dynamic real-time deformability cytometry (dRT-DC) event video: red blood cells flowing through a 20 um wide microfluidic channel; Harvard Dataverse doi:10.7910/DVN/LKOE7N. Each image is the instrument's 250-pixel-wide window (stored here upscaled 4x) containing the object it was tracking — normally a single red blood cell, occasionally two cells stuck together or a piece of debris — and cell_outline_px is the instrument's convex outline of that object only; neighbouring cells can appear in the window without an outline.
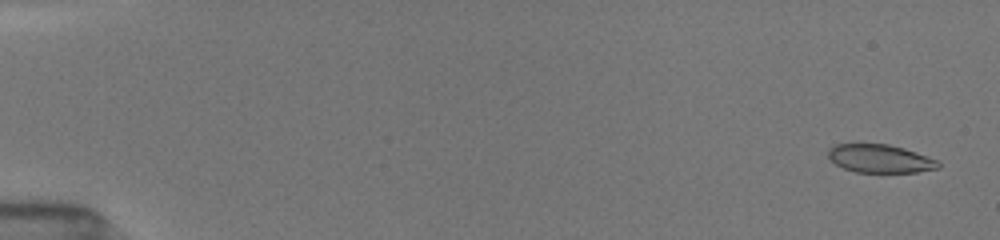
{"species": "common noctule bat (a hibernating species)", "species_latin": "Nyctalus noctula", "temperature_condition": "room temperature", "stored_images_in_passage": 21, "camera_frame_rate_fps": 3000, "um_per_image_px": 0.085, "animal": {"sex": "female", "body_mass_g": 19.5, "forearm_length_mm": 54.1}, "frame": {"image": 1, "passage_image": 2, "time_ms": 0.333, "image_size_px": [1000, 240], "cell_outline_px": [[940, 168], [916, 172], [856, 172], [844, 168], [836, 164], [828, 156], [828, 148], [832, 144], [888, 144], [904, 148], [916, 152], [936, 160], [940, 164]], "centroid_in_image_um": [74.78, 13.48], "position_along_channel_um": 10.2, "area_um2": 18.03}}
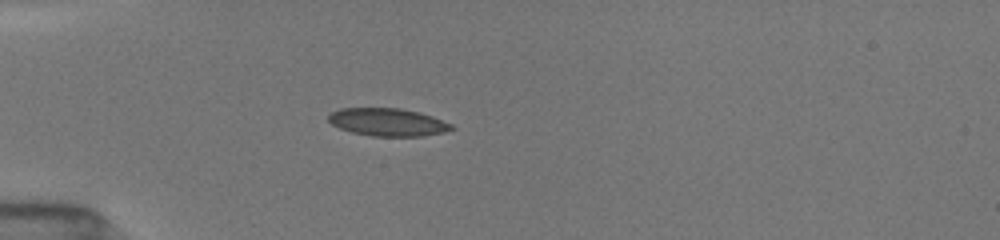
{"frame": {"image": 2, "passage_image": 16, "time_ms": 5.0, "image_size_px": [1000, 240], "cell_outline_px": [[456, 128], [444, 132], [424, 136], [372, 136], [352, 132], [340, 128], [332, 124], [328, 120], [328, 116], [332, 112], [340, 108], [400, 108], [432, 116], [452, 124]], "centroid_in_image_um": [32.97, 10.38], "position_along_channel_um": 52.0, "area_um2": 19.83}}
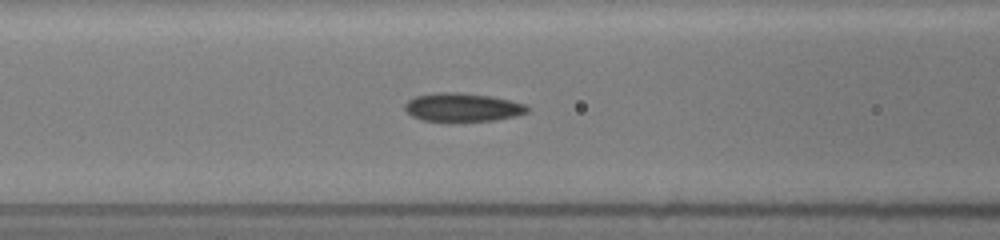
{"frame": {"image": 3, "passage_image": 21, "time_ms": 7.333, "image_size_px": [1000, 240], "cell_outline_px": [[528, 112], [516, 116], [496, 120], [424, 120], [412, 116], [404, 108], [404, 104], [408, 100], [416, 96], [440, 92], [460, 92], [492, 96], [528, 104]], "centroid_in_image_um": [39.36, 9.1], "position_along_channel_um": 127.2, "area_um2": 20.11}}